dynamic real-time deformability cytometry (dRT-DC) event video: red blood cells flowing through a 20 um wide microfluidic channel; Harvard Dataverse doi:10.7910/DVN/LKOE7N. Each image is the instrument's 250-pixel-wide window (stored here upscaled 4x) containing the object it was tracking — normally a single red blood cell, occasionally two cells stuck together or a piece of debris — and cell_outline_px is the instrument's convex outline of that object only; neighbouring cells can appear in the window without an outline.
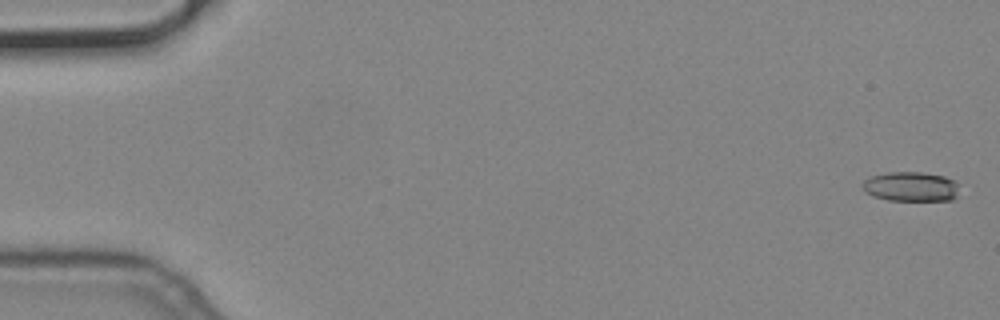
{"species": "common noctule bat (a hibernating species)", "species_latin": "Nyctalus noctula", "temperature_condition": "cold", "stored_images_in_passage": 7, "camera_frame_rate_fps": 3000, "um_per_image_px": 0.085, "animal": {"sex": "male", "body_mass_g": 19.2, "forearm_length_mm": 51.8}, "frame": {"image": 1, "passage_image": 1, "time_ms": 0.0, "image_size_px": [1000, 320], "cell_outline_px": [[956, 196], [952, 200], [888, 200], [872, 196], [860, 184], [864, 180], [872, 176], [888, 172], [924, 172], [944, 176], [956, 180]], "centroid_in_image_um": [77.41, 15.85], "position_along_channel_um": 7.6, "area_um2": 16.59}}
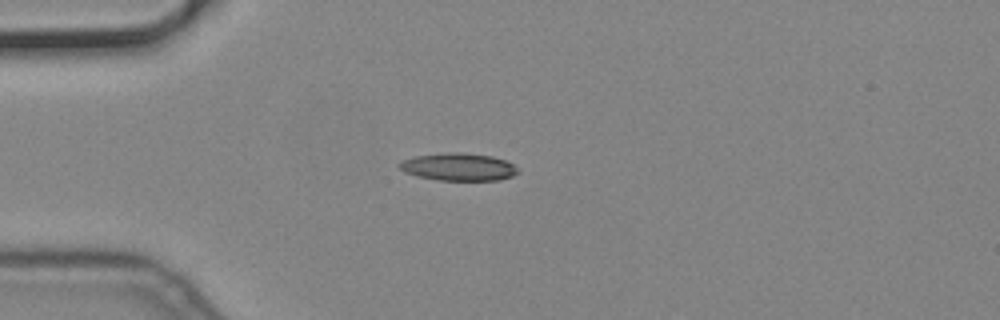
{"frame": {"image": 2, "passage_image": 5, "time_ms": 1.333, "image_size_px": [1000, 320], "cell_outline_px": [[520, 172], [512, 176], [500, 180], [440, 180], [420, 176], [404, 172], [396, 164], [400, 160], [416, 156], [444, 152], [460, 152], [492, 156], [504, 160], [512, 164]], "centroid_in_image_um": [38.95, 14.18], "position_along_channel_um": 46.1, "area_um2": 19.02}}